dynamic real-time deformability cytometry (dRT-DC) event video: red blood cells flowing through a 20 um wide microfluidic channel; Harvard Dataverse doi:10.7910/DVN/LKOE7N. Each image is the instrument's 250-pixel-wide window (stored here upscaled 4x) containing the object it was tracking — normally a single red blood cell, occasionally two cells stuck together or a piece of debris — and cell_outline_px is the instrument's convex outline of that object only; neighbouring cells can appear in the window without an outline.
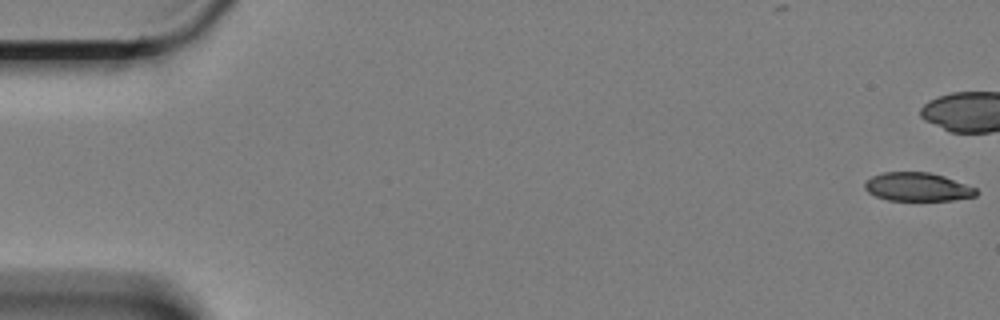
{"species": "Egyptian fruit bat (a non-hibernating species)", "species_latin": "Rousettus aegyptiacus", "temperature_condition": "cold", "stored_images_in_passage": 48, "camera_frame_rate_fps": 3000, "um_per_image_px": 0.085, "animal": {"sex": "female"}, "frame": {"image": 1, "passage_image": 1, "time_ms": 0.0, "image_size_px": [1000, 320], "cell_outline_px": [[976, 196], [952, 200], [888, 200], [876, 196], [868, 192], [864, 188], [864, 184], [872, 176], [884, 172], [928, 172], [944, 176], [976, 188]], "centroid_in_image_um": [77.97, 15.88], "position_along_channel_um": 7.0, "area_um2": 18.32}}
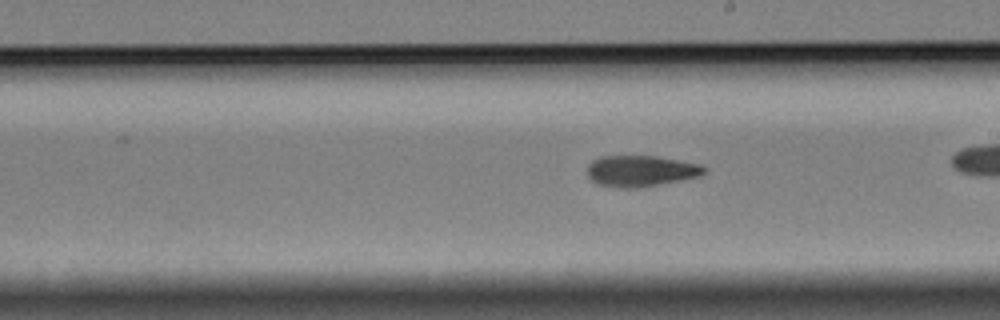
{"frame": {"image": 2, "passage_image": 34, "time_ms": 11.0, "image_size_px": [1000, 320], "cell_outline_px": [[708, 168], [700, 176], [640, 188], [620, 188], [596, 184], [588, 176], [588, 164], [592, 160], [600, 156], [656, 156], [700, 164]], "centroid_in_image_um": [54.45, 14.53], "position_along_channel_um": 234.5, "area_um2": 21.27}}
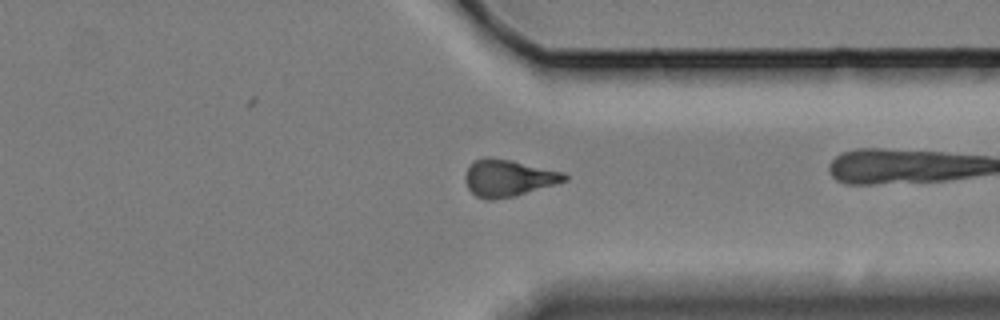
{"frame": {"image": 3, "passage_image": 46, "time_ms": 15.0, "image_size_px": [1000, 320], "cell_outline_px": [[568, 180], [516, 196], [492, 200], [488, 200], [476, 196], [468, 188], [464, 180], [464, 176], [472, 160], [488, 156], [512, 160], [564, 172], [568, 176]], "centroid_in_image_um": [43.18, 15.12], "position_along_channel_um": 368.2, "area_um2": 21.56}}